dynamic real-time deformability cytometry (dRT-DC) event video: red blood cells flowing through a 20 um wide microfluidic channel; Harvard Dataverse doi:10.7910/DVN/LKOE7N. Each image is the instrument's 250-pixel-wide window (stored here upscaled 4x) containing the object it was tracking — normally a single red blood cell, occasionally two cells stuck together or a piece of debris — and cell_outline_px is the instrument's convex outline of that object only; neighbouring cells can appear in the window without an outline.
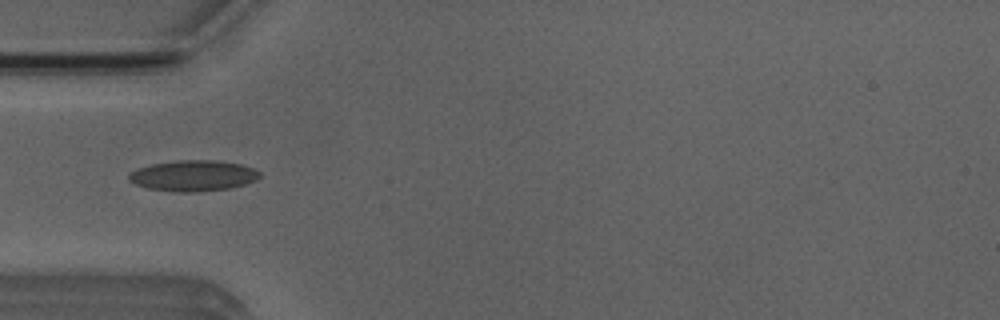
{"species": "Egyptian fruit bat (a non-hibernating species)", "species_latin": "Rousettus aegyptiacus", "temperature_condition": "room temperature", "stored_images_in_passage": 2, "camera_frame_rate_fps": 3000, "um_per_image_px": 0.085, "animal": {"sex": "male"}, "frame": {"image": 1, "passage_image": 1, "time_ms": 0.0, "image_size_px": [1000, 320], "cell_outline_px": [[260, 176], [256, 180], [244, 184], [228, 188], [196, 192], [176, 192], [148, 188], [136, 184], [128, 180], [128, 172], [136, 168], [152, 164], [176, 160], [216, 160], [240, 164], [252, 168], [260, 172]], "centroid_in_image_um": [16.38, 14.93], "position_along_channel_um": 68.6, "area_um2": 23.52}}